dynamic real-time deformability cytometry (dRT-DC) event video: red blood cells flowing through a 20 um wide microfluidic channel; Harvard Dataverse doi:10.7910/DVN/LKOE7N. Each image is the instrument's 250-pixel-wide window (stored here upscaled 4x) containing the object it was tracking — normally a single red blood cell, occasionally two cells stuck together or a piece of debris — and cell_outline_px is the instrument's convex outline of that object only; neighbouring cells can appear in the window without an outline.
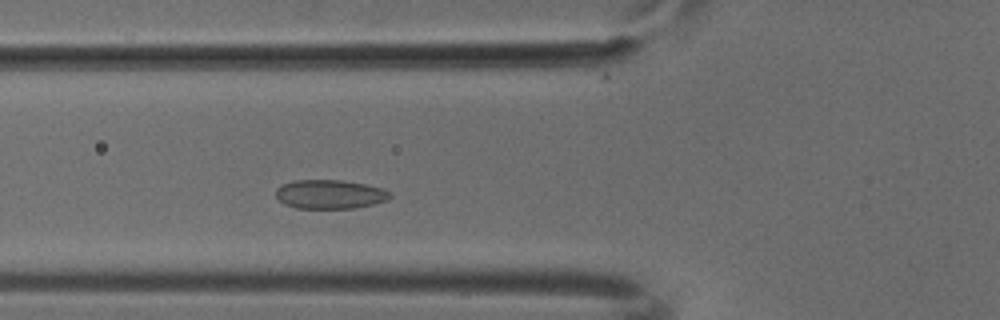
{"species": "common noctule bat (a hibernating species)", "species_latin": "Nyctalus noctula", "temperature_condition": "cold", "stored_images_in_passage": 45, "camera_frame_rate_fps": 3000, "um_per_image_px": 0.085, "animal": {"sex": "male", "body_mass_g": 18.8}, "frame": {"image": 1, "passage_image": 12, "time_ms": 3.667, "image_size_px": [1000, 320], "cell_outline_px": [[392, 196], [388, 200], [372, 204], [352, 208], [296, 208], [284, 204], [276, 196], [276, 188], [280, 184], [292, 180], [340, 180], [364, 184], [380, 188], [388, 192]], "centroid_in_image_um": [27.98, 16.51], "position_along_channel_um": 97.8, "area_um2": 19.19}}
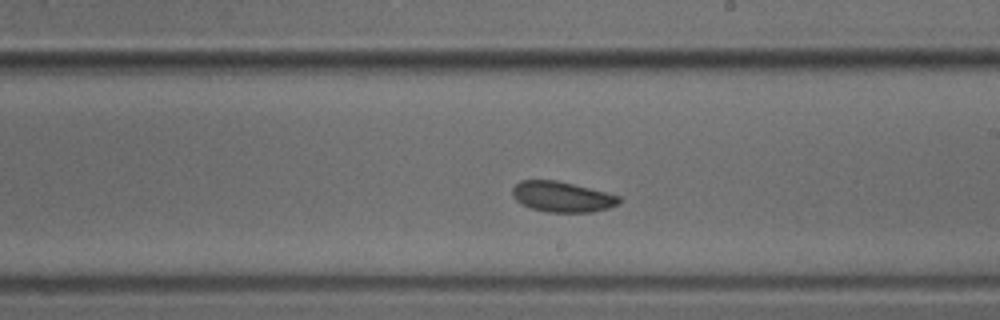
{"frame": {"image": 2, "passage_image": 23, "time_ms": 7.333, "image_size_px": [1000, 320], "cell_outline_px": [[620, 204], [608, 208], [592, 212], [548, 212], [532, 208], [520, 204], [512, 196], [512, 188], [520, 180], [556, 180], [620, 196]], "centroid_in_image_um": [47.75, 16.73], "position_along_channel_um": 241.3, "area_um2": 18.84}}
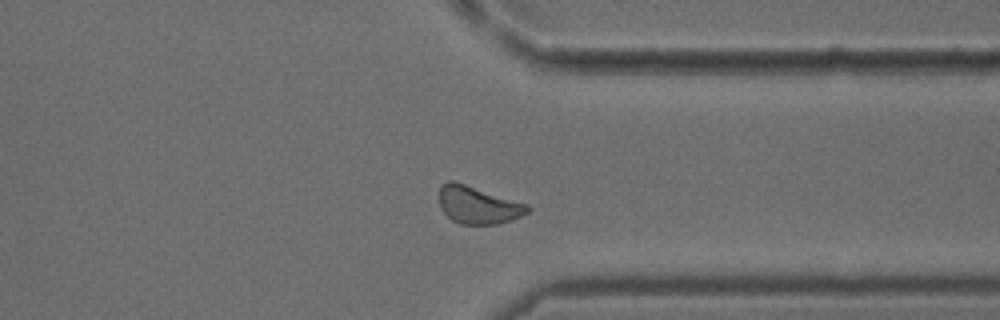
{"frame": {"image": 3, "passage_image": 33, "time_ms": 10.667, "image_size_px": [1000, 320], "cell_outline_px": [[532, 208], [528, 212], [520, 216], [496, 224], [460, 224], [452, 220], [444, 212], [440, 204], [440, 188], [448, 180], [452, 180], [528, 204]], "centroid_in_image_um": [40.64, 17.43], "position_along_channel_um": 370.8, "area_um2": 18.96}}